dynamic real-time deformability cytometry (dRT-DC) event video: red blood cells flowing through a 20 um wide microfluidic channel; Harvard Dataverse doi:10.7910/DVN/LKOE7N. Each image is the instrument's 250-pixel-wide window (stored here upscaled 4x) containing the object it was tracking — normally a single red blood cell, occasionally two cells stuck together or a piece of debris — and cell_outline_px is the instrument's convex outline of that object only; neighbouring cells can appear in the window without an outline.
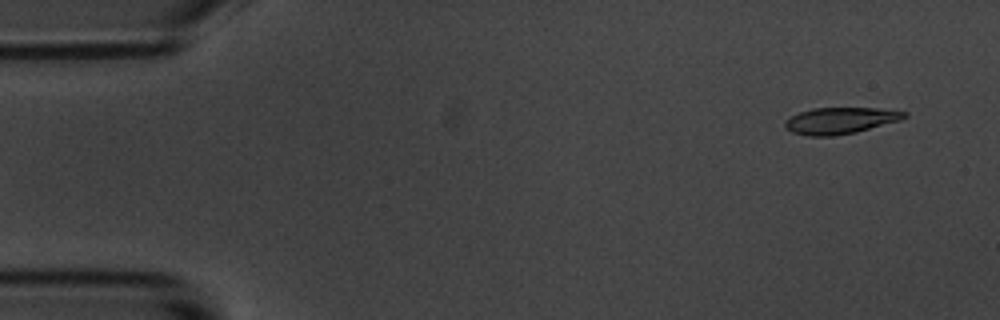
{"species": "common noctule bat (a hibernating species)", "species_latin": "Nyctalus noctula", "temperature_condition": "room temperature", "stored_images_in_passage": 5, "camera_frame_rate_fps": 3000, "um_per_image_px": 0.085, "animal": {"sex": "male", "body_mass_g": 20.1, "forearm_length_mm": 53.5}, "frame": {"image": 1, "passage_image": 1, "time_ms": 0.0, "image_size_px": [1000, 320], "cell_outline_px": [[908, 116], [900, 120], [856, 132], [832, 136], [808, 136], [792, 132], [784, 128], [784, 120], [800, 112], [812, 108], [880, 108], [908, 112]], "centroid_in_image_um": [71.41, 10.25], "position_along_channel_um": 13.6, "area_um2": 18.44}}